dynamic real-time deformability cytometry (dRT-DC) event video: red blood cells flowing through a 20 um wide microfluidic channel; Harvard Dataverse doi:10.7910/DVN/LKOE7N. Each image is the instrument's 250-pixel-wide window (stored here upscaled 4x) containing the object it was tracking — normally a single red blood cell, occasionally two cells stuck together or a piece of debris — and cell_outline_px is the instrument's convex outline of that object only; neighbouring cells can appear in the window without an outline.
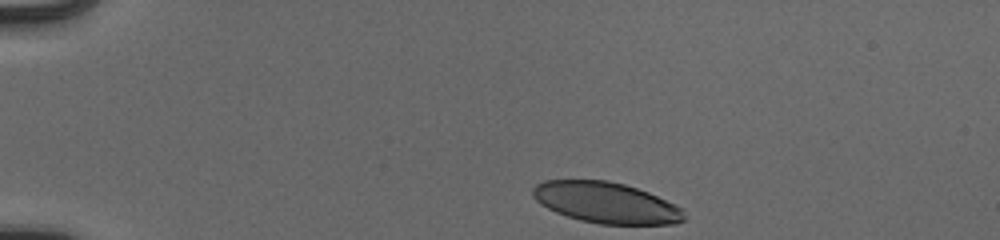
{"species": "human", "species_latin": "Homo sapiens", "temperature_condition": "cold", "stored_images_in_passage": 38, "camera_frame_rate_fps": 3000, "um_per_image_px": 0.085, "donor": {"sex": "male"}, "frame": {"image": 1, "passage_image": 1, "time_ms": 0.0, "image_size_px": [1000, 240], "cell_outline_px": [[688, 216], [684, 220], [676, 224], [600, 224], [580, 220], [556, 212], [540, 204], [532, 196], [532, 188], [536, 184], [544, 180], [608, 180], [624, 184], [648, 192], [684, 208]], "centroid_in_image_um": [51.55, 17.23], "position_along_channel_um": 33.5, "area_um2": 36.36}}
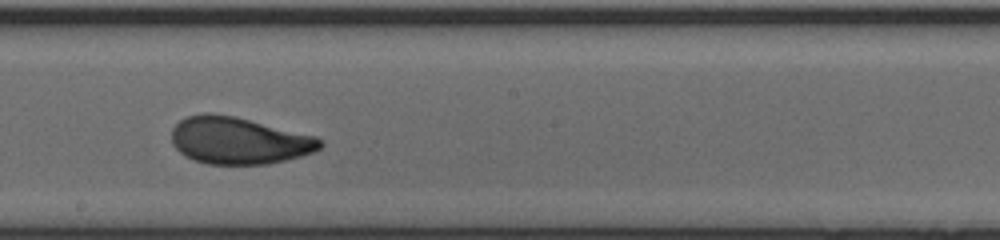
{"frame": {"image": 2, "passage_image": 22, "time_ms": 7.0, "image_size_px": [1000, 240], "cell_outline_px": [[324, 144], [320, 148], [312, 152], [300, 156], [268, 164], [208, 164], [192, 160], [184, 156], [172, 144], [172, 128], [180, 120], [188, 116], [204, 112], [208, 112], [236, 116], [316, 136], [324, 140]], "centroid_in_image_um": [20.29, 11.94], "position_along_channel_um": 227.9, "area_um2": 40.92}}
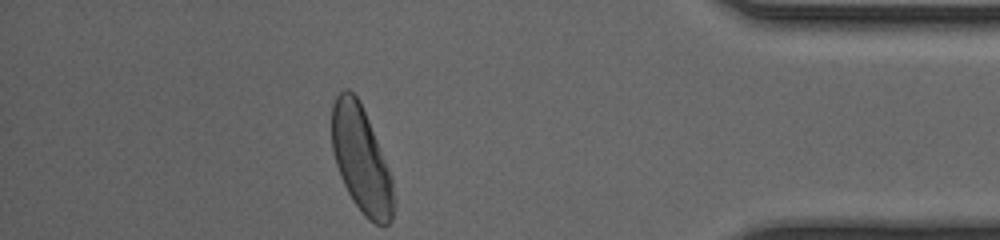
{"frame": {"image": 3, "passage_image": 38, "time_ms": 12.333, "image_size_px": [1000, 240], "cell_outline_px": [[396, 208], [392, 220], [388, 224], [376, 224], [368, 220], [364, 216], [352, 200], [340, 176], [336, 164], [332, 148], [332, 104], [336, 96], [344, 88], [348, 88], [356, 96], [368, 120], [392, 176], [396, 200]], "centroid_in_image_um": [30.73, 13.63], "position_along_channel_um": 404.5, "area_um2": 38.38}, "authors_computed_cell_mechanics": {"area_um2": 39.9976, "velocity_mm_per_s": 3.9282, "shape_relaxation_time_tau1_ms": 3.0953, "shape_relaxation_time_tau2_ms": 0.9699, "deformation_change_tau1": 0.1683, "deformation_change_tau2": 0.0708}}